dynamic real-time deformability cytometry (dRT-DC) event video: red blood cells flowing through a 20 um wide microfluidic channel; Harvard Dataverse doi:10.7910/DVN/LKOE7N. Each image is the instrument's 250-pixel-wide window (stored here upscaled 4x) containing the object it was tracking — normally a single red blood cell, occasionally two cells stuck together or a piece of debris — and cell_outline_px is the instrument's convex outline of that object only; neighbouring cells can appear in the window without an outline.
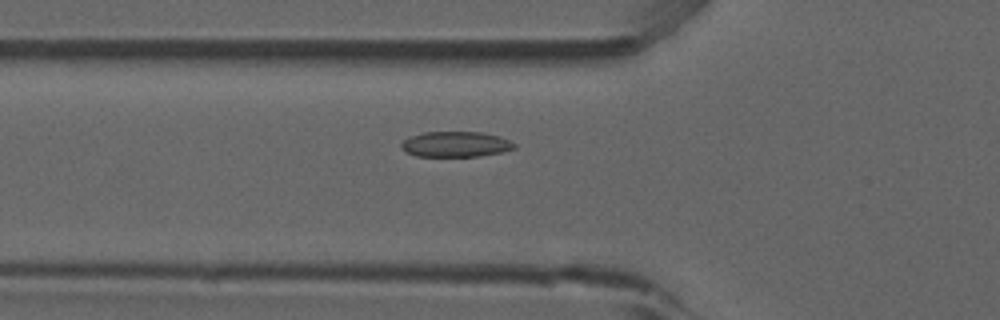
{"species": "common noctule bat (a hibernating species)", "species_latin": "Nyctalus noctula", "temperature_condition": "room temperature", "stored_images_in_passage": 54, "camera_frame_rate_fps": 3000, "um_per_image_px": 0.085, "animal": {"sex": "male", "forearm_length_mm": 52.5}, "frame": {"image": 1, "passage_image": 19, "time_ms": 6.0, "image_size_px": [1000, 320], "cell_outline_px": [[516, 148], [500, 152], [480, 156], [416, 156], [404, 152], [400, 148], [400, 144], [408, 136], [424, 132], [484, 132], [500, 136], [516, 144]], "centroid_in_image_um": [38.69, 12.25], "position_along_channel_um": 87.1, "area_um2": 16.94}}
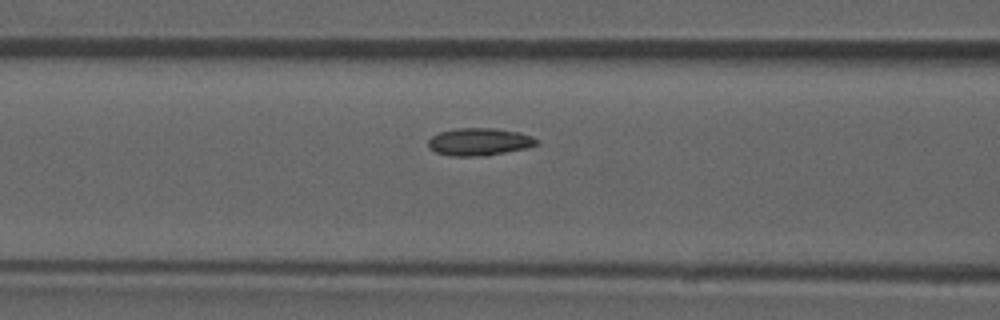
{"frame": {"image": 2, "passage_image": 22, "time_ms": 7.0, "image_size_px": [1000, 320], "cell_outline_px": [[540, 144], [528, 148], [488, 156], [452, 156], [436, 152], [428, 148], [428, 140], [432, 136], [440, 132], [460, 128], [496, 128], [520, 132], [532, 136], [540, 140]], "centroid_in_image_um": [40.8, 12.06], "position_along_channel_um": 125.8, "area_um2": 17.69}}
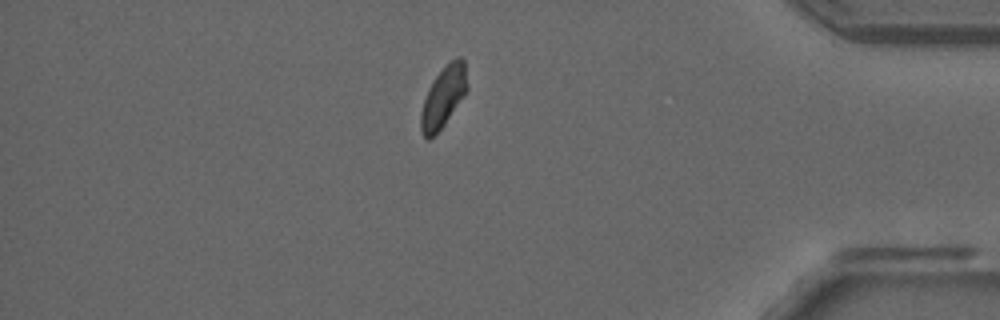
{"frame": {"image": 3, "passage_image": 46, "time_ms": 15.0, "image_size_px": [1000, 320], "cell_outline_px": [[468, 88], [444, 124], [428, 140], [424, 136], [420, 128], [420, 112], [428, 88], [436, 76], [456, 56], [460, 56], [464, 60], [468, 84]], "centroid_in_image_um": [37.68, 8.21], "position_along_channel_um": 397.5, "area_um2": 16.01}, "authors_computed_cell_mechanics": {"area_um2": 16.8198, "velocity_mm_per_s": 3.8384, "shape_relaxation_time_tau1_ms": 2.7825, "shape_relaxation_time_tau2_ms": 2.891, "deformation_change_tau1": 0.0733, "deformation_change_tau2": 0.0657}}